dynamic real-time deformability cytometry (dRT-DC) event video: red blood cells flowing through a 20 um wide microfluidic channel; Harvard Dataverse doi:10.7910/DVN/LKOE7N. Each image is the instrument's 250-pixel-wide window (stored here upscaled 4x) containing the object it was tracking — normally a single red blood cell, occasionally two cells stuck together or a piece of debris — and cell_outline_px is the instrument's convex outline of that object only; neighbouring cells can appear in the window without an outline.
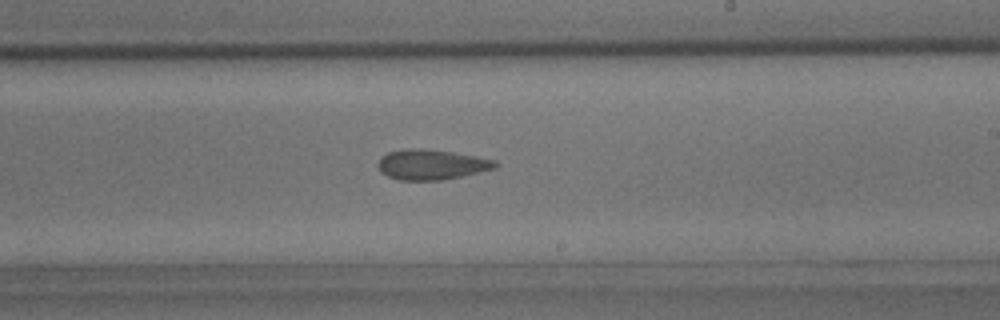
{"species": "common noctule bat (a hibernating species)", "species_latin": "Nyctalus noctula", "temperature_condition": "room temperature", "stored_images_in_passage": 46, "camera_frame_rate_fps": 3000, "um_per_image_px": 0.085, "animal": {"sex": "male", "body_mass_g": 15.6}, "frame": {"image": 1, "passage_image": 27, "time_ms": 8.667, "image_size_px": [1000, 320], "cell_outline_px": [[500, 164], [496, 168], [444, 180], [400, 180], [388, 176], [380, 172], [376, 164], [380, 156], [388, 152], [404, 148], [416, 148], [452, 152], [476, 156], [496, 160]], "centroid_in_image_um": [36.65, 13.98], "position_along_channel_um": 252.4, "area_um2": 20.81}}
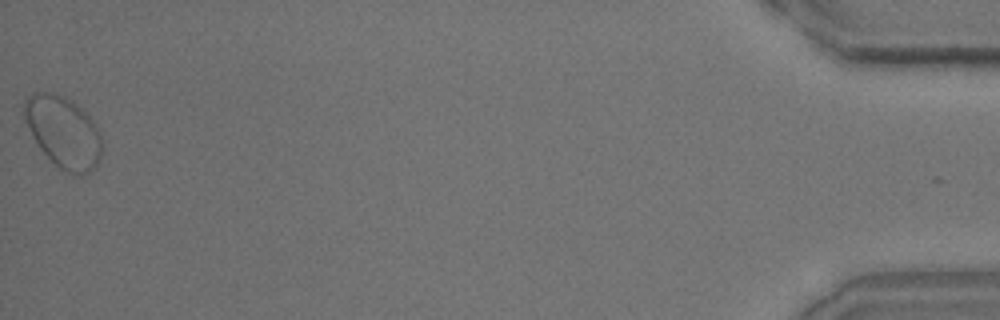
{"frame": {"image": 2, "passage_image": 46, "time_ms": 15.0, "image_size_px": [1000, 320], "cell_outline_px": [[104, 148], [100, 160], [96, 168], [80, 176], [72, 176], [60, 168], [40, 148], [32, 136], [24, 116], [24, 100], [32, 92], [52, 92], [64, 96], [72, 100], [96, 124], [104, 140]], "centroid_in_image_um": [5.44, 11.24], "position_along_channel_um": 429.8, "area_um2": 32.77}}